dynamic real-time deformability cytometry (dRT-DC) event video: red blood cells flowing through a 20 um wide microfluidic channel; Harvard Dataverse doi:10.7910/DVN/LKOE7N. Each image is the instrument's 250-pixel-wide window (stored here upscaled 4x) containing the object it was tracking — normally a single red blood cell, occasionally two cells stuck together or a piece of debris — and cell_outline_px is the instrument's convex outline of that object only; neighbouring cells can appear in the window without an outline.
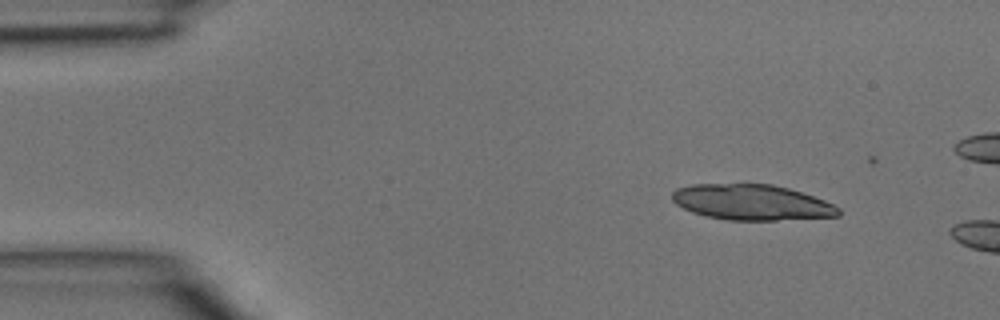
{"species": "common noctule bat (a hibernating species)", "species_latin": "Nyctalus noctula", "temperature_condition": "room temperature", "stored_images_in_passage": 3, "camera_frame_rate_fps": 3000, "um_per_image_px": 0.085, "animal": {"sex": "male", "body_mass_g": 15.6}, "frame": {"image": 1, "passage_image": 2, "time_ms": 0.333, "image_size_px": [1000, 320], "cell_outline_px": [[840, 216], [776, 220], [728, 220], [704, 216], [692, 212], [676, 204], [672, 200], [672, 192], [676, 188], [692, 184], [772, 184], [788, 188], [824, 200], [840, 208]], "centroid_in_image_um": [63.87, 17.2], "position_along_channel_um": 21.1, "area_um2": 34.45}}